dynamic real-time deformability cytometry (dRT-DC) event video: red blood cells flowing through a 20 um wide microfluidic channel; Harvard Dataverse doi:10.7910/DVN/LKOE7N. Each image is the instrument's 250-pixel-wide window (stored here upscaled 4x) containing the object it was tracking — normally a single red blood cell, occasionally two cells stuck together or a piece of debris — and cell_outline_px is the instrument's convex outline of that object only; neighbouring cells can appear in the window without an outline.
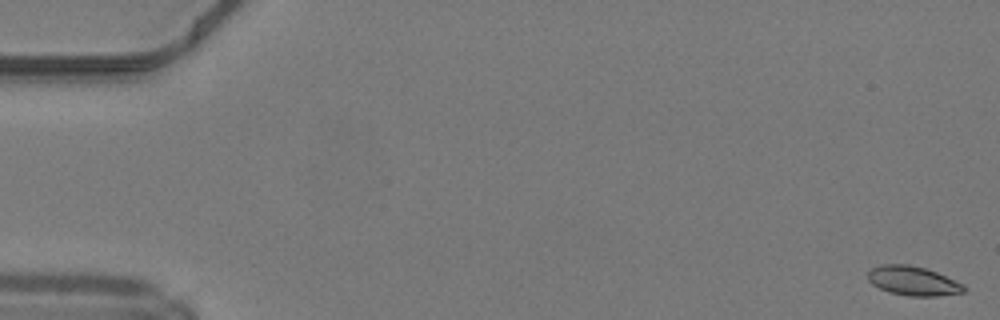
{"species": "common noctule bat (a hibernating species)", "species_latin": "Nyctalus noctula", "temperature_condition": "warm", "stored_images_in_passage": 49, "camera_frame_rate_fps": 3000, "um_per_image_px": 0.085, "animal": {"sex": "male", "body_mass_g": 19.2, "forearm_length_mm": 51.8}, "frame": {"image": 1, "passage_image": 1, "time_ms": 0.0, "image_size_px": [1000, 320], "cell_outline_px": [[964, 292], [936, 296], [908, 296], [892, 292], [880, 288], [872, 284], [868, 280], [868, 272], [872, 268], [880, 264], [908, 264], [924, 268], [936, 272], [964, 284]], "centroid_in_image_um": [77.59, 23.86], "position_along_channel_um": 7.4, "area_um2": 16.18}}
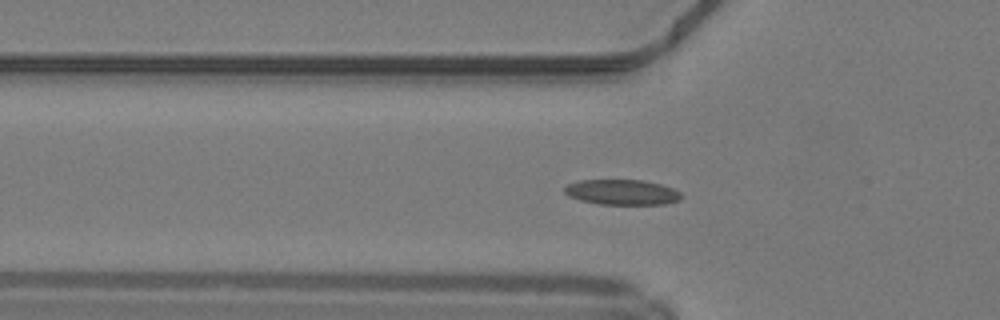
{"frame": {"image": 2, "passage_image": 17, "time_ms": 5.333, "image_size_px": [1000, 320], "cell_outline_px": [[680, 200], [664, 204], [600, 204], [580, 200], [568, 196], [564, 192], [564, 188], [568, 184], [580, 180], [644, 180], [660, 184], [672, 188], [680, 192]], "centroid_in_image_um": [52.85, 16.33], "position_along_channel_um": 73.0, "area_um2": 17.11}}
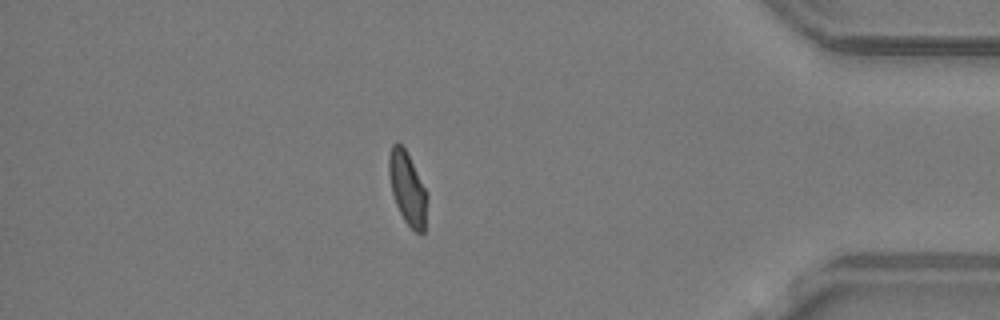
{"frame": {"image": 3, "passage_image": 43, "time_ms": 14.0, "image_size_px": [1000, 320], "cell_outline_px": [[428, 196], [424, 232], [416, 232], [404, 220], [396, 204], [392, 192], [388, 172], [388, 156], [392, 144], [396, 140], [404, 148], [428, 192]], "centroid_in_image_um": [34.63, 15.98], "position_along_channel_um": 400.6, "area_um2": 16.18}, "authors_computed_cell_mechanics": {"area_um2": 16.473, "velocity_mm_per_s": 4.2225, "shape_relaxation_time_tau1_ms": 6.3269, "shape_relaxation_time_tau2_ms": 1.4447, "deformation_change_tau1": 0.1667, "deformation_change_tau2": 0.0642}}